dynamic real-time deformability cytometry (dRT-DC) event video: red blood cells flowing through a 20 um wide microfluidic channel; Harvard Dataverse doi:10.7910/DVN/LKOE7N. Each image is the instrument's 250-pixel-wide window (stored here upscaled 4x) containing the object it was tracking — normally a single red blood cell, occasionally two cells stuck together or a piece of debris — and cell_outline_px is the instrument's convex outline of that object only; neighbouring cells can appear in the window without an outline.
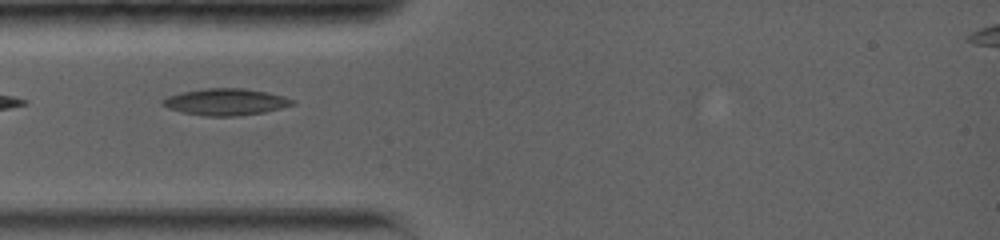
{"species": "common noctule bat (a hibernating species)", "species_latin": "Nyctalus noctula", "temperature_condition": "warm", "stored_images_in_passage": 12, "camera_frame_rate_fps": 5000, "um_per_image_px": 0.085, "animal": {"sex": "female", "body_mass_g": 19.0, "forearm_length_mm": 56.7}, "frame": {"image": 1, "passage_image": 2, "time_ms": 1.0, "image_size_px": [1000, 240], "cell_outline_px": [[296, 104], [264, 112], [240, 116], [204, 116], [184, 112], [168, 108], [160, 104], [160, 100], [168, 96], [180, 92], [204, 88], [244, 88], [268, 92], [284, 96], [296, 100]], "centroid_in_image_um": [19.19, 8.65], "position_along_channel_um": 65.8, "area_um2": 20.4}}
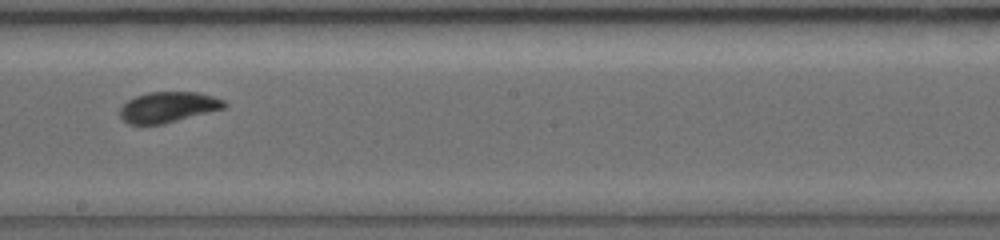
{"frame": {"image": 2, "passage_image": 6, "time_ms": 5.4, "image_size_px": [1000, 240], "cell_outline_px": [[228, 104], [224, 108], [164, 124], [128, 124], [120, 116], [120, 108], [128, 100], [136, 96], [148, 92], [200, 92], [224, 100]], "centroid_in_image_um": [14.3, 9.1], "position_along_channel_um": 233.9, "area_um2": 18.55}}
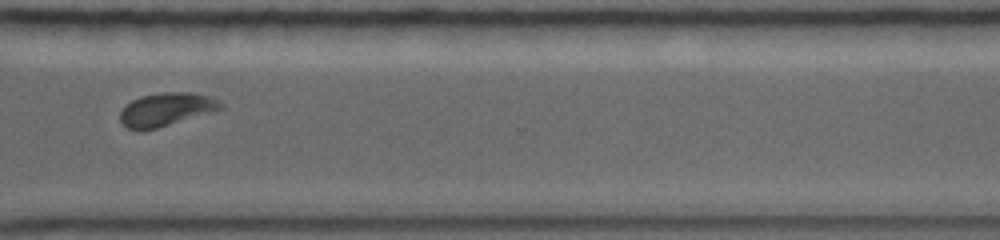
{"frame": {"image": 3, "passage_image": 9, "time_ms": 8.6, "image_size_px": [1000, 240], "cell_outline_px": [[224, 108], [156, 128], [140, 132], [128, 128], [120, 120], [120, 112], [132, 100], [140, 96], [160, 92], [188, 92], [212, 96], [220, 100], [224, 104]], "centroid_in_image_um": [14.14, 9.29], "position_along_channel_um": 356.5, "area_um2": 19.48}, "authors_computed_cell_mechanics": {"area_um2": 18.9873, "velocity_mm_per_s": 3.8257, "shape_relaxation_time_tau1_ms": 5.2707, "shape_relaxation_time_tau2_ms": 2.8573, "deformation_change_tau1": 0.1531, "deformation_change_tau2": 0.0761}}